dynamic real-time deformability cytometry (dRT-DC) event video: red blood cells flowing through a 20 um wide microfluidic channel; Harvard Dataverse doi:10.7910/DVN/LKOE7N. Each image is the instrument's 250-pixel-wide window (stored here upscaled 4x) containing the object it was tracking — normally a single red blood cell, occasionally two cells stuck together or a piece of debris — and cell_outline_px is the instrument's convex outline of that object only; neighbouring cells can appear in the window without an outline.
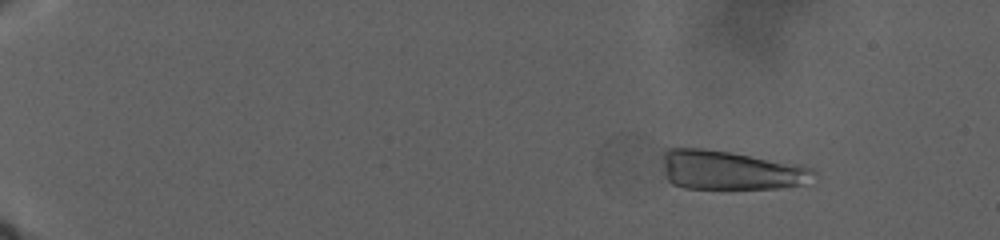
{"species": "human", "species_latin": "Homo sapiens", "temperature_condition": "warm", "stored_images_in_passage": 36, "camera_frame_rate_fps": 3000, "um_per_image_px": 0.085, "donor": {"sex": "male"}, "frame": {"image": 1, "passage_image": 6, "time_ms": 5.333, "image_size_px": [1000, 240], "cell_outline_px": [[816, 172], [804, 184], [780, 188], [684, 188], [672, 184], [664, 176], [660, 164], [660, 148], [704, 148], [732, 152], [804, 164], [812, 168]], "centroid_in_image_um": [61.99, 14.43], "position_along_channel_um": 23.0, "area_um2": 35.43}}
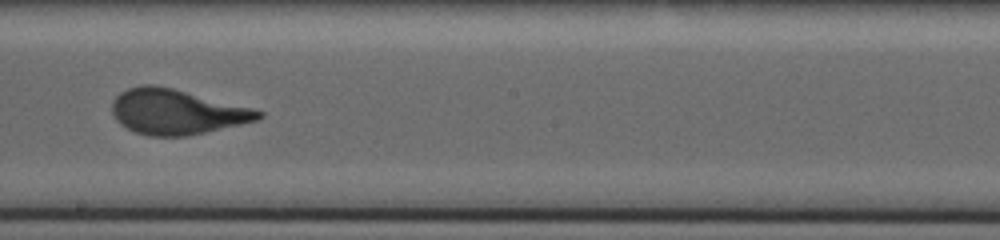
{"frame": {"image": 2, "passage_image": 23, "time_ms": 24.333, "image_size_px": [1000, 240], "cell_outline_px": [[264, 116], [256, 120], [240, 124], [188, 136], [148, 136], [136, 132], [120, 124], [116, 120], [112, 112], [112, 100], [120, 92], [128, 88], [140, 84], [156, 84], [252, 108], [264, 112]], "centroid_in_image_um": [14.97, 9.5], "position_along_channel_um": 233.2, "area_um2": 38.32}}
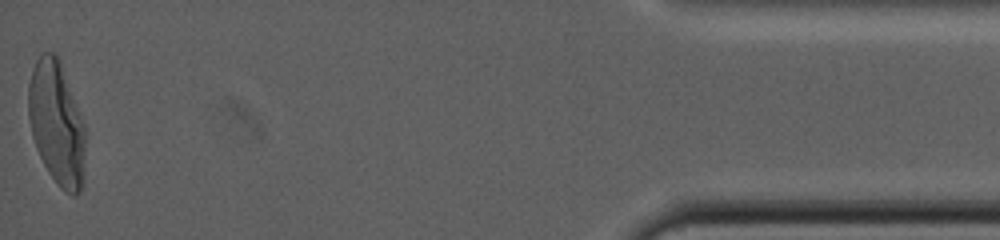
{"frame": {"image": 3, "passage_image": 36, "time_ms": 38.333, "image_size_px": [1000, 240], "cell_outline_px": [[84, 148], [80, 192], [72, 196], [64, 192], [56, 184], [48, 172], [36, 148], [32, 136], [28, 116], [28, 84], [32, 68], [40, 52], [52, 52], [60, 60], [84, 124]], "centroid_in_image_um": [4.77, 10.44], "position_along_channel_um": 430.4, "area_um2": 40.75}}